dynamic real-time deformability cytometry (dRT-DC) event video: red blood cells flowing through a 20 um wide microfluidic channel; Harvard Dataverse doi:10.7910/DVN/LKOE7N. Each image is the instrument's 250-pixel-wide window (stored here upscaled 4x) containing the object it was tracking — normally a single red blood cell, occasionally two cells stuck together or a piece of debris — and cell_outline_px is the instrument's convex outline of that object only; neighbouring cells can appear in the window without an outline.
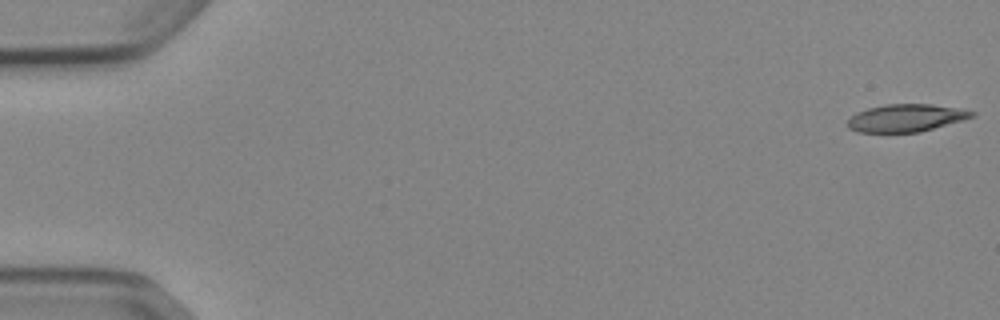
{"species": "Egyptian fruit bat (a non-hibernating species)", "species_latin": "Rousettus aegyptiacus", "temperature_condition": "cold", "stored_images_in_passage": 53, "camera_frame_rate_fps": 3000, "um_per_image_px": 0.085, "animal": {"sex": "female"}, "frame": {"image": 1, "passage_image": 1, "time_ms": 0.0, "image_size_px": [1000, 320], "cell_outline_px": [[976, 116], [920, 132], [856, 132], [848, 128], [848, 120], [856, 112], [868, 108], [888, 104], [932, 104], [956, 108], [976, 112]], "centroid_in_image_um": [77.0, 10.03], "position_along_channel_um": 8.0, "area_um2": 19.83}}
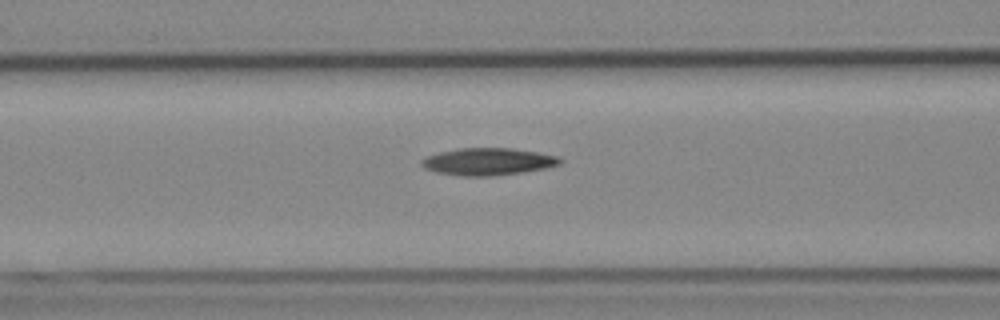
{"frame": {"image": 2, "passage_image": 22, "time_ms": 7.0, "image_size_px": [1000, 320], "cell_outline_px": [[564, 160], [560, 164], [544, 168], [524, 172], [488, 176], [464, 176], [436, 172], [424, 168], [420, 164], [420, 160], [428, 156], [440, 152], [460, 148], [512, 148], [536, 152], [556, 156]], "centroid_in_image_um": [41.46, 13.73], "position_along_channel_um": 125.1, "area_um2": 21.79}}
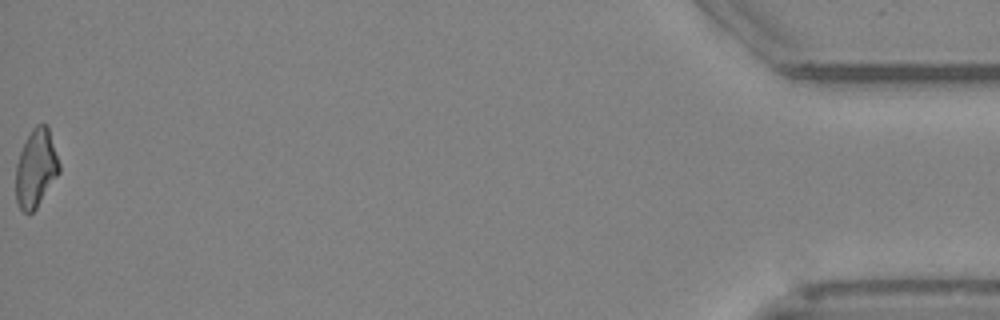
{"frame": {"image": 3, "passage_image": 53, "time_ms": 17.333, "image_size_px": [1000, 320], "cell_outline_px": [[60, 172], [36, 208], [32, 212], [24, 212], [20, 208], [16, 200], [16, 164], [20, 152], [32, 128], [36, 124], [48, 124], [60, 164]], "centroid_in_image_um": [3.07, 14.28], "position_along_channel_um": 432.1, "area_um2": 19.65}, "authors_computed_cell_mechanics": {"area_um2": 20.9236, "velocity_mm_per_s": 3.8821, "shape_relaxation_time_tau1_ms": 7.1996, "shape_relaxation_time_tau2_ms": 10.712, "deformation_change_tau1": 0.1844, "deformation_change_tau2": 0.2601}}